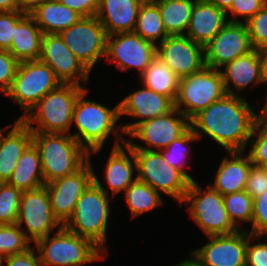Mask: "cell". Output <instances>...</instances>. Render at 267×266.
Here are the masks:
<instances>
[{
    "mask_svg": "<svg viewBox=\"0 0 267 266\" xmlns=\"http://www.w3.org/2000/svg\"><path fill=\"white\" fill-rule=\"evenodd\" d=\"M267 0H234L231 8L226 12L229 22H243L246 23L251 19L258 11H260ZM232 15V18L228 16ZM243 19L242 21L239 19Z\"/></svg>",
    "mask_w": 267,
    "mask_h": 266,
    "instance_id": "cell-40",
    "label": "cell"
},
{
    "mask_svg": "<svg viewBox=\"0 0 267 266\" xmlns=\"http://www.w3.org/2000/svg\"><path fill=\"white\" fill-rule=\"evenodd\" d=\"M225 95L220 70L205 66L199 72L180 79L175 108L191 120L200 111Z\"/></svg>",
    "mask_w": 267,
    "mask_h": 266,
    "instance_id": "cell-8",
    "label": "cell"
},
{
    "mask_svg": "<svg viewBox=\"0 0 267 266\" xmlns=\"http://www.w3.org/2000/svg\"><path fill=\"white\" fill-rule=\"evenodd\" d=\"M248 145L251 148L247 155L253 165L261 166L267 162V121L262 117L256 121Z\"/></svg>",
    "mask_w": 267,
    "mask_h": 266,
    "instance_id": "cell-38",
    "label": "cell"
},
{
    "mask_svg": "<svg viewBox=\"0 0 267 266\" xmlns=\"http://www.w3.org/2000/svg\"><path fill=\"white\" fill-rule=\"evenodd\" d=\"M155 57L156 46L135 32L107 36L105 61L122 72L136 68L141 76Z\"/></svg>",
    "mask_w": 267,
    "mask_h": 266,
    "instance_id": "cell-14",
    "label": "cell"
},
{
    "mask_svg": "<svg viewBox=\"0 0 267 266\" xmlns=\"http://www.w3.org/2000/svg\"><path fill=\"white\" fill-rule=\"evenodd\" d=\"M223 201L228 217L236 227L243 230L237 224L241 221L252 224L253 198L245 190L224 195Z\"/></svg>",
    "mask_w": 267,
    "mask_h": 266,
    "instance_id": "cell-35",
    "label": "cell"
},
{
    "mask_svg": "<svg viewBox=\"0 0 267 266\" xmlns=\"http://www.w3.org/2000/svg\"><path fill=\"white\" fill-rule=\"evenodd\" d=\"M251 230L253 235L267 236V191L253 198V219Z\"/></svg>",
    "mask_w": 267,
    "mask_h": 266,
    "instance_id": "cell-42",
    "label": "cell"
},
{
    "mask_svg": "<svg viewBox=\"0 0 267 266\" xmlns=\"http://www.w3.org/2000/svg\"><path fill=\"white\" fill-rule=\"evenodd\" d=\"M35 250L34 246H31L22 253L4 257L0 260V266H3V263L5 266H43Z\"/></svg>",
    "mask_w": 267,
    "mask_h": 266,
    "instance_id": "cell-46",
    "label": "cell"
},
{
    "mask_svg": "<svg viewBox=\"0 0 267 266\" xmlns=\"http://www.w3.org/2000/svg\"><path fill=\"white\" fill-rule=\"evenodd\" d=\"M261 237L264 238V235H253L247 231L246 266H267V242H258Z\"/></svg>",
    "mask_w": 267,
    "mask_h": 266,
    "instance_id": "cell-43",
    "label": "cell"
},
{
    "mask_svg": "<svg viewBox=\"0 0 267 266\" xmlns=\"http://www.w3.org/2000/svg\"><path fill=\"white\" fill-rule=\"evenodd\" d=\"M43 32L30 14H25L14 25L9 52L19 61L39 60L41 55Z\"/></svg>",
    "mask_w": 267,
    "mask_h": 266,
    "instance_id": "cell-27",
    "label": "cell"
},
{
    "mask_svg": "<svg viewBox=\"0 0 267 266\" xmlns=\"http://www.w3.org/2000/svg\"><path fill=\"white\" fill-rule=\"evenodd\" d=\"M261 106L258 108V110L261 113V117L267 121V96L265 97V103L264 106L261 108Z\"/></svg>",
    "mask_w": 267,
    "mask_h": 266,
    "instance_id": "cell-53",
    "label": "cell"
},
{
    "mask_svg": "<svg viewBox=\"0 0 267 266\" xmlns=\"http://www.w3.org/2000/svg\"><path fill=\"white\" fill-rule=\"evenodd\" d=\"M207 238L205 245L190 251L203 266H246L247 229Z\"/></svg>",
    "mask_w": 267,
    "mask_h": 266,
    "instance_id": "cell-19",
    "label": "cell"
},
{
    "mask_svg": "<svg viewBox=\"0 0 267 266\" xmlns=\"http://www.w3.org/2000/svg\"><path fill=\"white\" fill-rule=\"evenodd\" d=\"M21 11L0 12V49L10 50L14 25L25 15Z\"/></svg>",
    "mask_w": 267,
    "mask_h": 266,
    "instance_id": "cell-44",
    "label": "cell"
},
{
    "mask_svg": "<svg viewBox=\"0 0 267 266\" xmlns=\"http://www.w3.org/2000/svg\"><path fill=\"white\" fill-rule=\"evenodd\" d=\"M205 1H207L208 3L214 4L219 9L225 12H227L231 8L234 2V0H205Z\"/></svg>",
    "mask_w": 267,
    "mask_h": 266,
    "instance_id": "cell-50",
    "label": "cell"
},
{
    "mask_svg": "<svg viewBox=\"0 0 267 266\" xmlns=\"http://www.w3.org/2000/svg\"><path fill=\"white\" fill-rule=\"evenodd\" d=\"M133 32L155 46L169 36L164 29L158 5L153 0H144L141 4Z\"/></svg>",
    "mask_w": 267,
    "mask_h": 266,
    "instance_id": "cell-32",
    "label": "cell"
},
{
    "mask_svg": "<svg viewBox=\"0 0 267 266\" xmlns=\"http://www.w3.org/2000/svg\"><path fill=\"white\" fill-rule=\"evenodd\" d=\"M261 168L266 172V174H267V162H265V163H263L262 165H261Z\"/></svg>",
    "mask_w": 267,
    "mask_h": 266,
    "instance_id": "cell-54",
    "label": "cell"
},
{
    "mask_svg": "<svg viewBox=\"0 0 267 266\" xmlns=\"http://www.w3.org/2000/svg\"><path fill=\"white\" fill-rule=\"evenodd\" d=\"M83 86L61 83L37 102L21 120L32 132L70 134L72 117Z\"/></svg>",
    "mask_w": 267,
    "mask_h": 266,
    "instance_id": "cell-3",
    "label": "cell"
},
{
    "mask_svg": "<svg viewBox=\"0 0 267 266\" xmlns=\"http://www.w3.org/2000/svg\"><path fill=\"white\" fill-rule=\"evenodd\" d=\"M116 147H112L108 160L104 166V179L106 186H103L101 180L95 175L94 182L107 194L111 190V196L124 192L132 183L137 180V163L133 149L127 142ZM135 174V175H134ZM135 176V177H133ZM108 186V187H107ZM109 189H107V188Z\"/></svg>",
    "mask_w": 267,
    "mask_h": 266,
    "instance_id": "cell-21",
    "label": "cell"
},
{
    "mask_svg": "<svg viewBox=\"0 0 267 266\" xmlns=\"http://www.w3.org/2000/svg\"><path fill=\"white\" fill-rule=\"evenodd\" d=\"M32 143L40 155L45 184L75 173L88 161V152L71 134L33 132Z\"/></svg>",
    "mask_w": 267,
    "mask_h": 266,
    "instance_id": "cell-4",
    "label": "cell"
},
{
    "mask_svg": "<svg viewBox=\"0 0 267 266\" xmlns=\"http://www.w3.org/2000/svg\"><path fill=\"white\" fill-rule=\"evenodd\" d=\"M245 23L229 22L204 46L205 65L221 69L226 63L253 50Z\"/></svg>",
    "mask_w": 267,
    "mask_h": 266,
    "instance_id": "cell-18",
    "label": "cell"
},
{
    "mask_svg": "<svg viewBox=\"0 0 267 266\" xmlns=\"http://www.w3.org/2000/svg\"><path fill=\"white\" fill-rule=\"evenodd\" d=\"M206 188L204 190L197 180L190 181L181 204L188 205L192 221L207 236L236 234L240 229L228 217L223 196L210 185Z\"/></svg>",
    "mask_w": 267,
    "mask_h": 266,
    "instance_id": "cell-7",
    "label": "cell"
},
{
    "mask_svg": "<svg viewBox=\"0 0 267 266\" xmlns=\"http://www.w3.org/2000/svg\"><path fill=\"white\" fill-rule=\"evenodd\" d=\"M260 55L262 57V63H263L264 80L265 84H267V46L260 50Z\"/></svg>",
    "mask_w": 267,
    "mask_h": 266,
    "instance_id": "cell-52",
    "label": "cell"
},
{
    "mask_svg": "<svg viewBox=\"0 0 267 266\" xmlns=\"http://www.w3.org/2000/svg\"><path fill=\"white\" fill-rule=\"evenodd\" d=\"M59 35L90 72L98 60L106 57L107 34L96 16L82 17Z\"/></svg>",
    "mask_w": 267,
    "mask_h": 266,
    "instance_id": "cell-11",
    "label": "cell"
},
{
    "mask_svg": "<svg viewBox=\"0 0 267 266\" xmlns=\"http://www.w3.org/2000/svg\"><path fill=\"white\" fill-rule=\"evenodd\" d=\"M94 181L77 201L72 216L63 225L69 231L90 239L107 253V227L110 198Z\"/></svg>",
    "mask_w": 267,
    "mask_h": 266,
    "instance_id": "cell-5",
    "label": "cell"
},
{
    "mask_svg": "<svg viewBox=\"0 0 267 266\" xmlns=\"http://www.w3.org/2000/svg\"><path fill=\"white\" fill-rule=\"evenodd\" d=\"M39 60L53 70L61 83L87 88L91 72L65 45L59 34H43Z\"/></svg>",
    "mask_w": 267,
    "mask_h": 266,
    "instance_id": "cell-16",
    "label": "cell"
},
{
    "mask_svg": "<svg viewBox=\"0 0 267 266\" xmlns=\"http://www.w3.org/2000/svg\"><path fill=\"white\" fill-rule=\"evenodd\" d=\"M22 191L7 182L0 183V225L17 222Z\"/></svg>",
    "mask_w": 267,
    "mask_h": 266,
    "instance_id": "cell-37",
    "label": "cell"
},
{
    "mask_svg": "<svg viewBox=\"0 0 267 266\" xmlns=\"http://www.w3.org/2000/svg\"><path fill=\"white\" fill-rule=\"evenodd\" d=\"M199 140L190 127L182 136L175 139L170 145L160 152L168 165L180 170L190 181L195 180L188 174L187 166L190 160V144Z\"/></svg>",
    "mask_w": 267,
    "mask_h": 266,
    "instance_id": "cell-34",
    "label": "cell"
},
{
    "mask_svg": "<svg viewBox=\"0 0 267 266\" xmlns=\"http://www.w3.org/2000/svg\"><path fill=\"white\" fill-rule=\"evenodd\" d=\"M124 195L132 218L152 211L164 203L161 195L157 191L138 179L124 191Z\"/></svg>",
    "mask_w": 267,
    "mask_h": 266,
    "instance_id": "cell-33",
    "label": "cell"
},
{
    "mask_svg": "<svg viewBox=\"0 0 267 266\" xmlns=\"http://www.w3.org/2000/svg\"><path fill=\"white\" fill-rule=\"evenodd\" d=\"M245 191L252 197L267 191V174L261 166L252 165L246 183Z\"/></svg>",
    "mask_w": 267,
    "mask_h": 266,
    "instance_id": "cell-45",
    "label": "cell"
},
{
    "mask_svg": "<svg viewBox=\"0 0 267 266\" xmlns=\"http://www.w3.org/2000/svg\"><path fill=\"white\" fill-rule=\"evenodd\" d=\"M92 161H88L75 173L57 178L45 184L54 217L64 225L72 216L77 201L94 181Z\"/></svg>",
    "mask_w": 267,
    "mask_h": 266,
    "instance_id": "cell-15",
    "label": "cell"
},
{
    "mask_svg": "<svg viewBox=\"0 0 267 266\" xmlns=\"http://www.w3.org/2000/svg\"><path fill=\"white\" fill-rule=\"evenodd\" d=\"M190 258H187L174 266H203V264L191 253Z\"/></svg>",
    "mask_w": 267,
    "mask_h": 266,
    "instance_id": "cell-51",
    "label": "cell"
},
{
    "mask_svg": "<svg viewBox=\"0 0 267 266\" xmlns=\"http://www.w3.org/2000/svg\"><path fill=\"white\" fill-rule=\"evenodd\" d=\"M137 163V179L151 186L160 195L166 194L182 203L190 180L168 165L160 151L133 150Z\"/></svg>",
    "mask_w": 267,
    "mask_h": 266,
    "instance_id": "cell-10",
    "label": "cell"
},
{
    "mask_svg": "<svg viewBox=\"0 0 267 266\" xmlns=\"http://www.w3.org/2000/svg\"><path fill=\"white\" fill-rule=\"evenodd\" d=\"M11 128L10 131H7ZM33 132L21 120L0 128V183L8 182L22 153L32 143Z\"/></svg>",
    "mask_w": 267,
    "mask_h": 266,
    "instance_id": "cell-23",
    "label": "cell"
},
{
    "mask_svg": "<svg viewBox=\"0 0 267 266\" xmlns=\"http://www.w3.org/2000/svg\"><path fill=\"white\" fill-rule=\"evenodd\" d=\"M16 224L24 231L31 243L47 237L52 232L55 233L54 229L62 226L52 213L51 201L45 185L22 192Z\"/></svg>",
    "mask_w": 267,
    "mask_h": 266,
    "instance_id": "cell-12",
    "label": "cell"
},
{
    "mask_svg": "<svg viewBox=\"0 0 267 266\" xmlns=\"http://www.w3.org/2000/svg\"><path fill=\"white\" fill-rule=\"evenodd\" d=\"M243 96L225 95L190 120V127L200 138L215 141L226 151H245L261 113Z\"/></svg>",
    "mask_w": 267,
    "mask_h": 266,
    "instance_id": "cell-1",
    "label": "cell"
},
{
    "mask_svg": "<svg viewBox=\"0 0 267 266\" xmlns=\"http://www.w3.org/2000/svg\"><path fill=\"white\" fill-rule=\"evenodd\" d=\"M33 246L43 266H86L107 257L90 239L69 231L63 225L53 236L49 234Z\"/></svg>",
    "mask_w": 267,
    "mask_h": 266,
    "instance_id": "cell-6",
    "label": "cell"
},
{
    "mask_svg": "<svg viewBox=\"0 0 267 266\" xmlns=\"http://www.w3.org/2000/svg\"><path fill=\"white\" fill-rule=\"evenodd\" d=\"M175 103L164 95L158 94L142 84L119 102L120 118L133 117L134 122L121 124L125 136H128L139 124L172 111Z\"/></svg>",
    "mask_w": 267,
    "mask_h": 266,
    "instance_id": "cell-20",
    "label": "cell"
},
{
    "mask_svg": "<svg viewBox=\"0 0 267 266\" xmlns=\"http://www.w3.org/2000/svg\"><path fill=\"white\" fill-rule=\"evenodd\" d=\"M186 1H190V2H198L200 0H186Z\"/></svg>",
    "mask_w": 267,
    "mask_h": 266,
    "instance_id": "cell-55",
    "label": "cell"
},
{
    "mask_svg": "<svg viewBox=\"0 0 267 266\" xmlns=\"http://www.w3.org/2000/svg\"><path fill=\"white\" fill-rule=\"evenodd\" d=\"M88 89L85 88L77 97L72 117V126L75 124L77 131L70 134L88 152L90 158L93 153L101 151L110 135L115 136L113 147L123 145L127 138L122 125L117 124L120 120L119 104L111 109L95 100L91 101L86 97Z\"/></svg>",
    "mask_w": 267,
    "mask_h": 266,
    "instance_id": "cell-2",
    "label": "cell"
},
{
    "mask_svg": "<svg viewBox=\"0 0 267 266\" xmlns=\"http://www.w3.org/2000/svg\"><path fill=\"white\" fill-rule=\"evenodd\" d=\"M156 56L180 79L202 70L205 65L204 46L186 35H169L156 46Z\"/></svg>",
    "mask_w": 267,
    "mask_h": 266,
    "instance_id": "cell-17",
    "label": "cell"
},
{
    "mask_svg": "<svg viewBox=\"0 0 267 266\" xmlns=\"http://www.w3.org/2000/svg\"><path fill=\"white\" fill-rule=\"evenodd\" d=\"M30 243L16 223L0 225V260L28 250Z\"/></svg>",
    "mask_w": 267,
    "mask_h": 266,
    "instance_id": "cell-36",
    "label": "cell"
},
{
    "mask_svg": "<svg viewBox=\"0 0 267 266\" xmlns=\"http://www.w3.org/2000/svg\"><path fill=\"white\" fill-rule=\"evenodd\" d=\"M143 2L144 0H99L96 18L105 28L107 36L133 32Z\"/></svg>",
    "mask_w": 267,
    "mask_h": 266,
    "instance_id": "cell-24",
    "label": "cell"
},
{
    "mask_svg": "<svg viewBox=\"0 0 267 266\" xmlns=\"http://www.w3.org/2000/svg\"><path fill=\"white\" fill-rule=\"evenodd\" d=\"M61 81L53 70L40 60L19 62L11 89L7 97L14 100L23 110L24 117L47 93L57 88Z\"/></svg>",
    "mask_w": 267,
    "mask_h": 266,
    "instance_id": "cell-9",
    "label": "cell"
},
{
    "mask_svg": "<svg viewBox=\"0 0 267 266\" xmlns=\"http://www.w3.org/2000/svg\"><path fill=\"white\" fill-rule=\"evenodd\" d=\"M30 15L43 34H59L78 22L82 16L58 0H48L33 10Z\"/></svg>",
    "mask_w": 267,
    "mask_h": 266,
    "instance_id": "cell-28",
    "label": "cell"
},
{
    "mask_svg": "<svg viewBox=\"0 0 267 266\" xmlns=\"http://www.w3.org/2000/svg\"><path fill=\"white\" fill-rule=\"evenodd\" d=\"M250 41L254 49L267 46V3L246 23Z\"/></svg>",
    "mask_w": 267,
    "mask_h": 266,
    "instance_id": "cell-39",
    "label": "cell"
},
{
    "mask_svg": "<svg viewBox=\"0 0 267 266\" xmlns=\"http://www.w3.org/2000/svg\"><path fill=\"white\" fill-rule=\"evenodd\" d=\"M161 13L168 35H185L195 2L186 0H153Z\"/></svg>",
    "mask_w": 267,
    "mask_h": 266,
    "instance_id": "cell-31",
    "label": "cell"
},
{
    "mask_svg": "<svg viewBox=\"0 0 267 266\" xmlns=\"http://www.w3.org/2000/svg\"><path fill=\"white\" fill-rule=\"evenodd\" d=\"M7 183L22 192L34 190L45 185L40 155L33 143L22 153Z\"/></svg>",
    "mask_w": 267,
    "mask_h": 266,
    "instance_id": "cell-29",
    "label": "cell"
},
{
    "mask_svg": "<svg viewBox=\"0 0 267 266\" xmlns=\"http://www.w3.org/2000/svg\"><path fill=\"white\" fill-rule=\"evenodd\" d=\"M246 151H227L215 173L214 183L211 185L222 196L244 191L249 177L252 163Z\"/></svg>",
    "mask_w": 267,
    "mask_h": 266,
    "instance_id": "cell-25",
    "label": "cell"
},
{
    "mask_svg": "<svg viewBox=\"0 0 267 266\" xmlns=\"http://www.w3.org/2000/svg\"><path fill=\"white\" fill-rule=\"evenodd\" d=\"M140 78L145 87L169 97L175 103L180 78L159 57L156 56L152 60Z\"/></svg>",
    "mask_w": 267,
    "mask_h": 266,
    "instance_id": "cell-30",
    "label": "cell"
},
{
    "mask_svg": "<svg viewBox=\"0 0 267 266\" xmlns=\"http://www.w3.org/2000/svg\"><path fill=\"white\" fill-rule=\"evenodd\" d=\"M48 0H17L19 11L30 14L39 5Z\"/></svg>",
    "mask_w": 267,
    "mask_h": 266,
    "instance_id": "cell-48",
    "label": "cell"
},
{
    "mask_svg": "<svg viewBox=\"0 0 267 266\" xmlns=\"http://www.w3.org/2000/svg\"><path fill=\"white\" fill-rule=\"evenodd\" d=\"M228 23L226 12L205 0L194 3L185 35L202 46L208 44Z\"/></svg>",
    "mask_w": 267,
    "mask_h": 266,
    "instance_id": "cell-26",
    "label": "cell"
},
{
    "mask_svg": "<svg viewBox=\"0 0 267 266\" xmlns=\"http://www.w3.org/2000/svg\"><path fill=\"white\" fill-rule=\"evenodd\" d=\"M19 11L17 0H0V12Z\"/></svg>",
    "mask_w": 267,
    "mask_h": 266,
    "instance_id": "cell-49",
    "label": "cell"
},
{
    "mask_svg": "<svg viewBox=\"0 0 267 266\" xmlns=\"http://www.w3.org/2000/svg\"><path fill=\"white\" fill-rule=\"evenodd\" d=\"M61 4L75 10L82 17L96 16L99 0H58Z\"/></svg>",
    "mask_w": 267,
    "mask_h": 266,
    "instance_id": "cell-47",
    "label": "cell"
},
{
    "mask_svg": "<svg viewBox=\"0 0 267 266\" xmlns=\"http://www.w3.org/2000/svg\"><path fill=\"white\" fill-rule=\"evenodd\" d=\"M19 61L8 51L0 49V92L4 95L11 89Z\"/></svg>",
    "mask_w": 267,
    "mask_h": 266,
    "instance_id": "cell-41",
    "label": "cell"
},
{
    "mask_svg": "<svg viewBox=\"0 0 267 266\" xmlns=\"http://www.w3.org/2000/svg\"><path fill=\"white\" fill-rule=\"evenodd\" d=\"M190 128V120L177 108L139 124L126 142L133 150L161 151ZM133 137V138H132ZM134 138L144 142L141 146ZM133 139V140H132Z\"/></svg>",
    "mask_w": 267,
    "mask_h": 266,
    "instance_id": "cell-13",
    "label": "cell"
},
{
    "mask_svg": "<svg viewBox=\"0 0 267 266\" xmlns=\"http://www.w3.org/2000/svg\"><path fill=\"white\" fill-rule=\"evenodd\" d=\"M224 81L227 95L241 96L239 93L246 88L265 83L263 63L260 50L253 49L219 69ZM232 83V84H231ZM233 86L234 90H232Z\"/></svg>",
    "mask_w": 267,
    "mask_h": 266,
    "instance_id": "cell-22",
    "label": "cell"
}]
</instances>
